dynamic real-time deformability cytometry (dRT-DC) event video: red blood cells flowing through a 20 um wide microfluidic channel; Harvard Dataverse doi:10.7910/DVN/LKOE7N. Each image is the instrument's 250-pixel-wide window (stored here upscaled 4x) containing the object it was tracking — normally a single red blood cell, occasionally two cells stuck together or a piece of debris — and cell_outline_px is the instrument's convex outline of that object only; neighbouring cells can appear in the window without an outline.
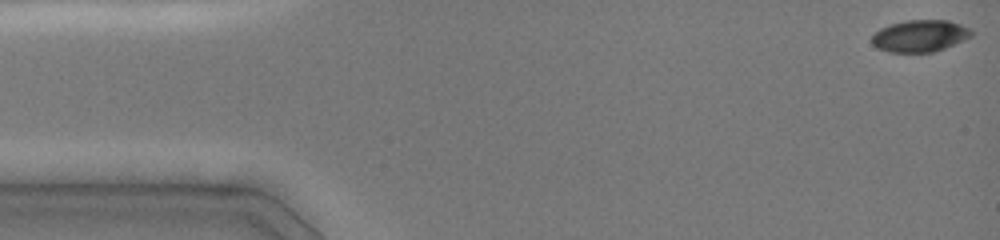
{"species": "common noctule bat (a hibernating species)", "species_latin": "Nyctalus noctula", "temperature_condition": "cold", "stored_images_in_passage": 36, "camera_frame_rate_fps": 3000, "um_per_image_px": 0.085, "animal": {"sex": "female", "body_mass_g": 19.0, "forearm_length_mm": 51.5}, "frame": {"image": 1, "passage_image": 1, "time_ms": 0.0, "image_size_px": [1000, 240], "cell_outline_px": [[972, 36], [944, 48], [932, 52], [888, 52], [876, 48], [872, 44], [872, 36], [880, 28], [888, 24], [908, 20], [948, 20], [960, 24], [968, 28], [972, 32]], "centroid_in_image_um": [78.15, 3.05], "position_along_channel_um": 6.8, "area_um2": 18.44}}
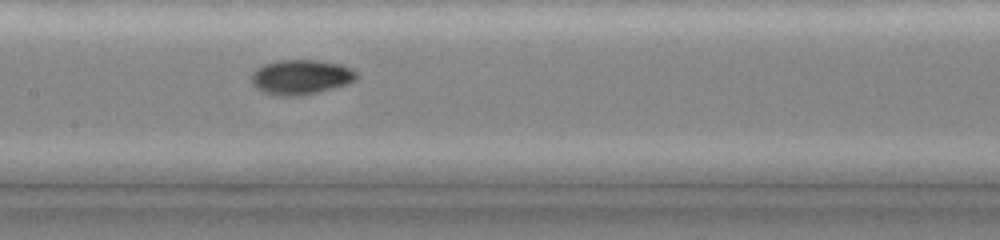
{"frame": {"image": 2, "passage_image": 19, "time_ms": 7.333, "image_size_px": [1000, 240], "cell_outline_px": [[360, 76], [356, 80], [348, 84], [300, 96], [276, 96], [264, 92], [256, 88], [252, 84], [252, 72], [256, 68], [264, 64], [280, 60], [316, 60], [340, 64], [352, 68]], "centroid_in_image_um": [25.59, 6.55], "position_along_channel_um": 181.8, "area_um2": 21.44}}
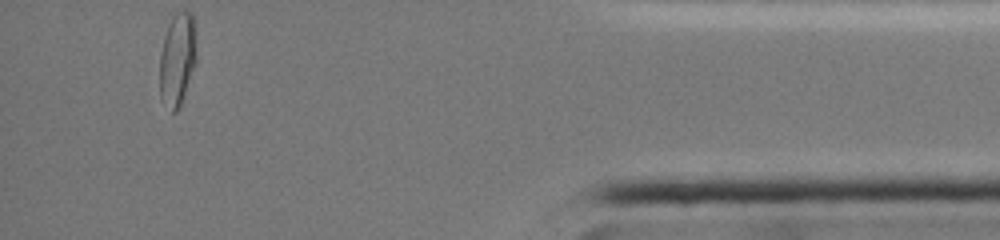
{"frame": {"image": 3, "passage_image": 36, "time_ms": 14.333, "image_size_px": [1000, 240], "cell_outline_px": [[196, 64], [180, 108], [176, 112], [172, 112], [160, 96], [160, 52], [164, 36], [168, 24], [172, 16], [176, 12], [192, 12], [196, 24]], "centroid_in_image_um": [15.1, 5.01], "position_along_channel_um": 420.1, "area_um2": 20.35}, "authors_computed_cell_mechanics": {"area_um2": 19.5942, "velocity_mm_per_s": 4.0357, "shape_relaxation_time_tau1_ms": 7.8345, "shape_relaxation_time_tau2_ms": 2.4714, "deformation_change_tau1": 0.2361, "deformation_change_tau2": 0.0275}}